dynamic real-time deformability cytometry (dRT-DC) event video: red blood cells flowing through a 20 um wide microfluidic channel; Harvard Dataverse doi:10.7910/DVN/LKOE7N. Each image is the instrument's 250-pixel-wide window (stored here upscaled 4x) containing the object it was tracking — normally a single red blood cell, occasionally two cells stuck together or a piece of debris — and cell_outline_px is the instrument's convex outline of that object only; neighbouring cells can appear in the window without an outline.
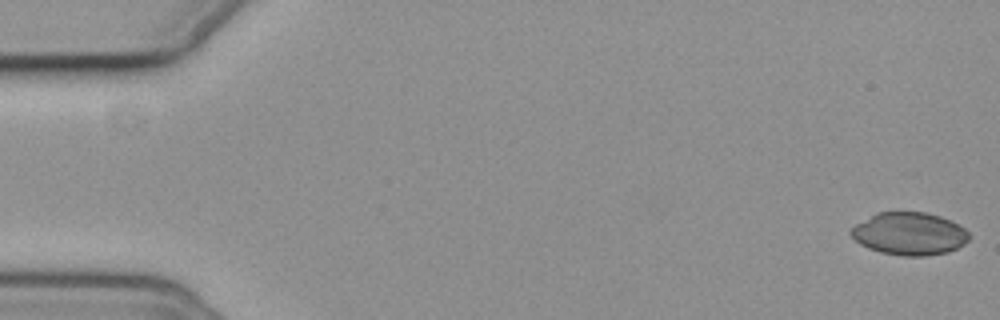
{"species": "common noctule bat (a hibernating species)", "species_latin": "Nyctalus noctula", "temperature_condition": "cold", "stored_images_in_passage": 11, "camera_frame_rate_fps": 3000, "um_per_image_px": 0.085, "animal": {"sex": "female", "body_mass_g": 19.3, "forearm_length_mm": 54.1}, "frame": {"image": 1, "passage_image": 1, "time_ms": 0.0, "image_size_px": [1000, 320], "cell_outline_px": [[972, 236], [964, 244], [948, 252], [924, 256], [900, 256], [880, 252], [868, 248], [860, 244], [848, 232], [856, 224], [876, 212], [924, 212], [940, 216], [964, 228]], "centroid_in_image_um": [77.29, 19.87], "position_along_channel_um": 7.7, "area_um2": 29.36}}